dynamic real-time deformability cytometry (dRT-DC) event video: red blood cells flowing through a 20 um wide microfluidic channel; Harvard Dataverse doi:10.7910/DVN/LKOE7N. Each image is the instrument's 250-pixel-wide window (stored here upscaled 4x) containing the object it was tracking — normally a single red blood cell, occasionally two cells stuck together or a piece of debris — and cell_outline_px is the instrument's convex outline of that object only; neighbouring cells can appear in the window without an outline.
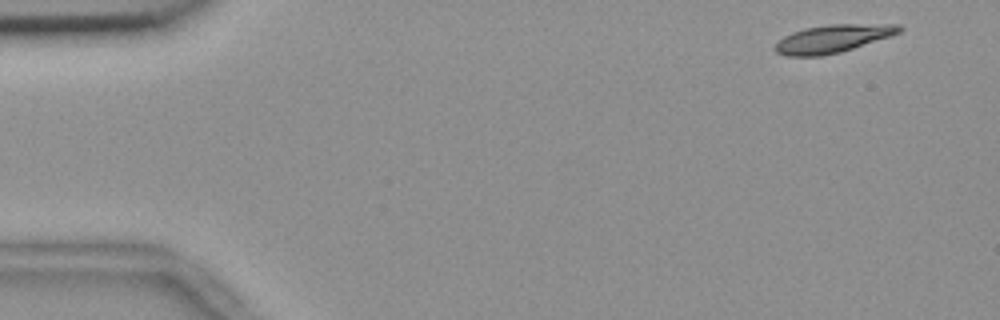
{"species": "common noctule bat (a hibernating species)", "species_latin": "Nyctalus noctula", "temperature_condition": "room temperature", "stored_images_in_passage": 53, "camera_frame_rate_fps": 3000, "um_per_image_px": 0.085, "animal": {"sex": "female", "body_mass_g": 18.4}, "frame": {"image": 1, "passage_image": 2, "time_ms": 0.333, "image_size_px": [1000, 320], "cell_outline_px": [[904, 28], [900, 32], [840, 52], [820, 56], [784, 56], [776, 52], [772, 48], [784, 36], [792, 32], [804, 28], [828, 24], [900, 24]], "centroid_in_image_um": [70.74, 3.28], "position_along_channel_um": 14.3, "area_um2": 20.06}}
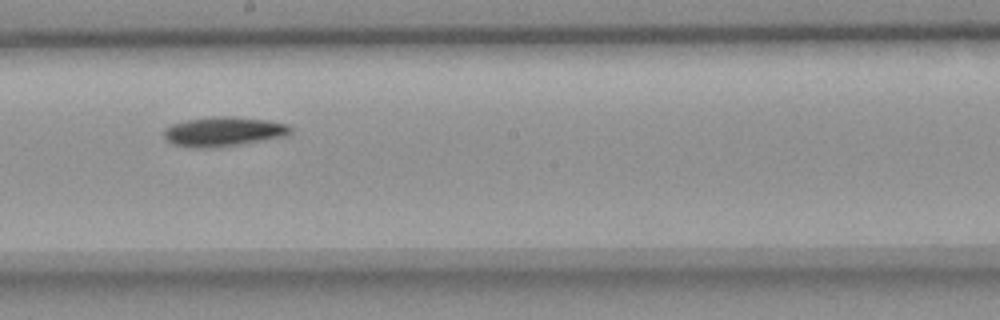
{"frame": {"image": 2, "passage_image": 29, "time_ms": 9.333, "image_size_px": [1000, 320], "cell_outline_px": [[292, 132], [288, 136], [236, 144], [204, 148], [200, 148], [172, 144], [164, 136], [164, 128], [172, 124], [188, 120], [216, 116], [232, 116], [268, 120], [288, 124], [292, 128]], "centroid_in_image_um": [19.03, 11.17], "position_along_channel_um": 229.2, "area_um2": 21.5}}
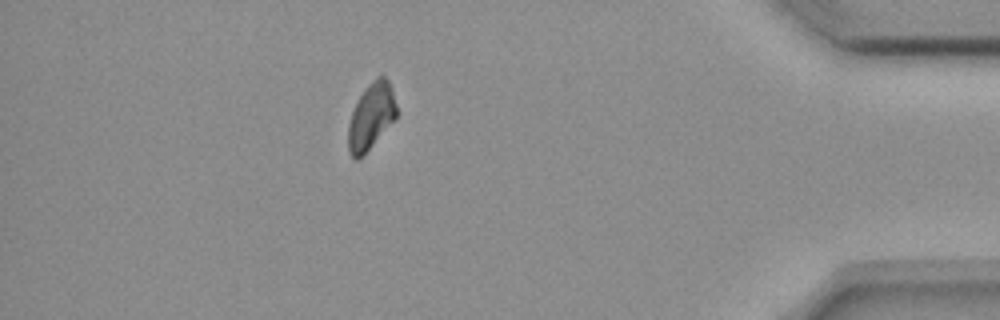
{"frame": {"image": 3, "passage_image": 47, "time_ms": 15.333, "image_size_px": [1000, 320], "cell_outline_px": [[396, 120], [356, 160], [348, 152], [348, 124], [352, 112], [364, 88], [376, 76], [384, 76], [388, 80], [392, 88], [396, 104]], "centroid_in_image_um": [31.55, 9.85], "position_along_channel_um": 403.6, "area_um2": 18.44}, "authors_computed_cell_mechanics": {"area_um2": 20.2878, "velocity_mm_per_s": 3.6469, "shape_relaxation_time_tau1_ms": 7.5503, "shape_relaxation_time_tau2_ms": null, "deformation_change_tau1": 0.1632, "deformation_change_tau2": null}}